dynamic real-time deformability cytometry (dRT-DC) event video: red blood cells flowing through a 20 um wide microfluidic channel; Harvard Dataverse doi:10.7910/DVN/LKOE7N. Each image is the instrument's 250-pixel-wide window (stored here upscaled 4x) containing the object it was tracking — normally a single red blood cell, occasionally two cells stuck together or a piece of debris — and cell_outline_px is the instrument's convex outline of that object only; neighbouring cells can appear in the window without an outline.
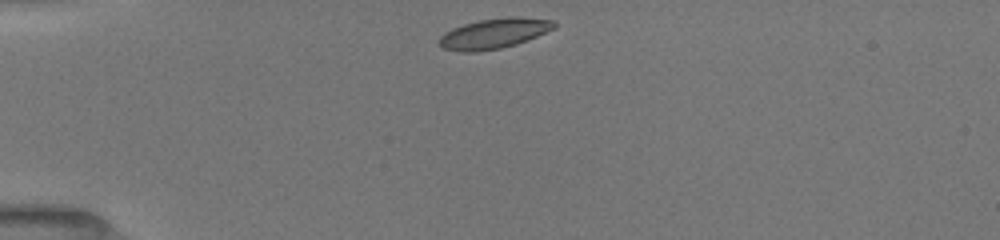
{"species": "common noctule bat (a hibernating species)", "species_latin": "Nyctalus noctula", "temperature_condition": "room temperature", "stored_images_in_passage": 39, "camera_frame_rate_fps": 3000, "um_per_image_px": 0.085, "animal": {"sex": "female", "body_mass_g": 19.5, "forearm_length_mm": 54.1}, "frame": {"image": 1, "passage_image": 1, "time_ms": 0.0, "image_size_px": [1000, 240], "cell_outline_px": [[556, 28], [528, 40], [516, 44], [500, 48], [476, 52], [460, 52], [444, 48], [440, 44], [440, 36], [444, 32], [452, 28], [464, 24], [480, 20], [508, 16], [520, 16], [556, 20]], "centroid_in_image_um": [42.04, 2.83], "position_along_channel_um": 43.0, "area_um2": 20.4}}
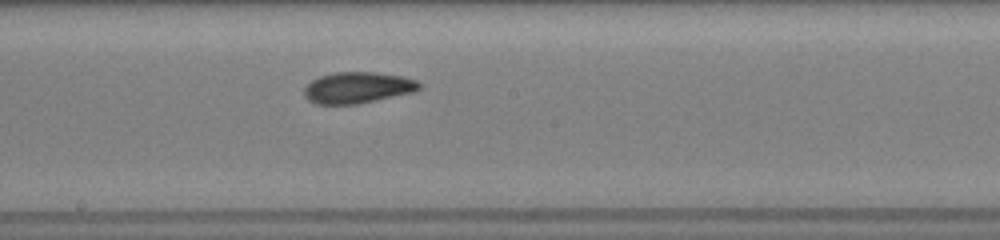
{"frame": {"image": 2, "passage_image": 17, "time_ms": 5.333, "image_size_px": [1000, 240], "cell_outline_px": [[420, 88], [416, 92], [356, 104], [316, 104], [308, 100], [304, 96], [304, 88], [312, 80], [320, 76], [336, 72], [376, 72], [404, 76], [416, 80], [420, 84]], "centroid_in_image_um": [30.42, 7.45], "position_along_channel_um": 217.8, "area_um2": 21.04}}
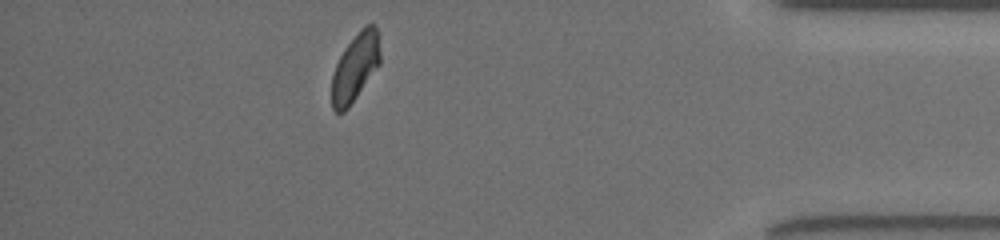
{"frame": {"image": 3, "passage_image": 34, "time_ms": 11.0, "image_size_px": [1000, 240], "cell_outline_px": [[380, 64], [348, 108], [344, 112], [336, 112], [332, 108], [332, 76], [336, 64], [344, 48], [360, 28], [368, 24], [376, 24], [380, 52]], "centroid_in_image_um": [30.2, 5.71], "position_along_channel_um": 405.0, "area_um2": 19.07}, "authors_computed_cell_mechanics": {"area_um2": 20.3456, "velocity_mm_per_s": 3.9605, "shape_relaxation_time_tau1_ms": 5.4941, "shape_relaxation_time_tau2_ms": 1.816, "deformation_change_tau1": 0.1411, "deformation_change_tau2": 0.0594}}